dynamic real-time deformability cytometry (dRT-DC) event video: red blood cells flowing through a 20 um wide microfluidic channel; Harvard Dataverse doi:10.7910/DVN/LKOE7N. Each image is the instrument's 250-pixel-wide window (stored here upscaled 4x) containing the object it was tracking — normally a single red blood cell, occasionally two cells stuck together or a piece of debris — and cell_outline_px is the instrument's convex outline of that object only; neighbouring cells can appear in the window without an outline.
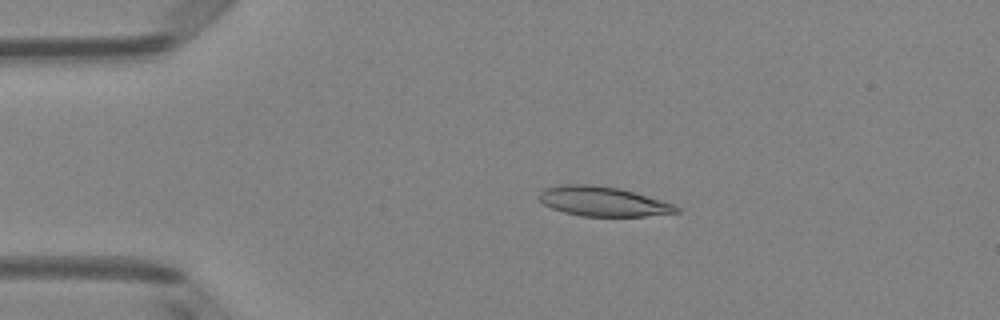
{"species": "Egyptian fruit bat (a non-hibernating species)", "species_latin": "Rousettus aegyptiacus", "temperature_condition": "room temperature", "stored_images_in_passage": 4, "camera_frame_rate_fps": 3000, "um_per_image_px": 0.085, "animal": {"sex": "female"}, "frame": {"image": 1, "passage_image": 3, "time_ms": 0.667, "image_size_px": [1000, 320], "cell_outline_px": [[680, 212], [644, 216], [580, 216], [564, 212], [552, 208], [544, 204], [540, 200], [540, 192], [544, 188], [564, 184], [592, 184], [620, 188], [660, 200], [672, 204], [680, 208]], "centroid_in_image_um": [51.23, 17.12], "position_along_channel_um": 33.8, "area_um2": 23.52}}